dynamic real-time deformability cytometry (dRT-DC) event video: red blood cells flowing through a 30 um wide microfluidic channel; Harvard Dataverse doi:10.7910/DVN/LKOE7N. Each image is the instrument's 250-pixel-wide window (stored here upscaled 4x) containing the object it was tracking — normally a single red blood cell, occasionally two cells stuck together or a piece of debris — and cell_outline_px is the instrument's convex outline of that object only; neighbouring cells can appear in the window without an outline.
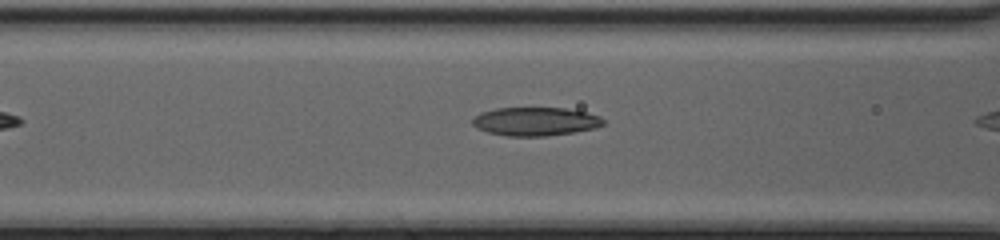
{"species": "common noctule bat (a hibernating species)", "species_latin": "Nyctalus noctula", "temperature_condition": "cold", "stored_images_in_passage": 6, "camera_frame_rate_fps": 3000, "um_per_image_px": 0.085, "animal": {"sex": "female", "body_mass_g": 20.0, "forearm_length_mm": 54.0}, "frame": {"image": 1, "passage_image": 5, "time_ms": 1.333, "image_size_px": [1000, 240], "cell_outline_px": [[604, 124], [596, 128], [576, 132], [544, 136], [508, 136], [488, 132], [476, 128], [472, 124], [472, 116], [480, 112], [496, 108], [564, 108], [588, 112], [600, 116], [604, 120]], "centroid_in_image_um": [45.5, 10.32], "position_along_channel_um": 121.1, "area_um2": 21.96}}